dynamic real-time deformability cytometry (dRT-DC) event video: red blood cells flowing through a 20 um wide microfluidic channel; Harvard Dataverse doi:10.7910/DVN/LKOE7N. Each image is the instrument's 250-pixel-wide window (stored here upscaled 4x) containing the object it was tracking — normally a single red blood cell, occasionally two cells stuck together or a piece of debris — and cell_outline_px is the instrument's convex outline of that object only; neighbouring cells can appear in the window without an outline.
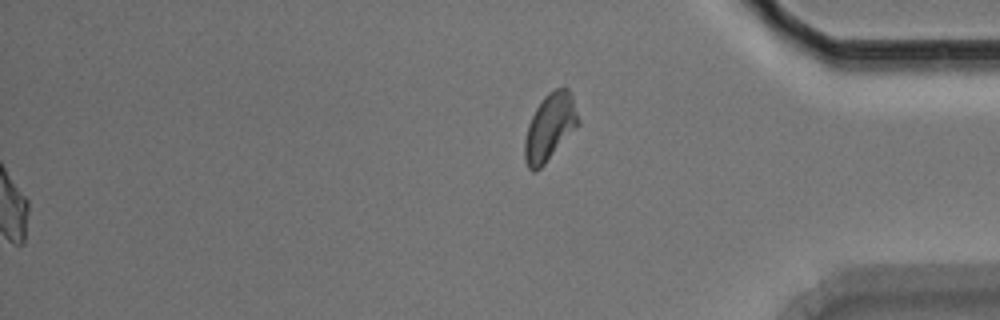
{"species": "Egyptian fruit bat (a non-hibernating species)", "species_latin": "Rousettus aegyptiacus", "temperature_condition": "room temperature", "stored_images_in_passage": 53, "segment_of_instrument_passage": [2, 2], "camera_frame_rate_fps": 3000, "um_per_image_px": 0.085, "animal": {"sex": "male"}, "frame": {"image": 1, "passage_image": 53, "time_ms": 17.333, "image_size_px": [1000, 320], "cell_outline_px": [[580, 124], [544, 164], [536, 172], [532, 172], [528, 168], [524, 160], [524, 140], [528, 124], [536, 108], [544, 96], [548, 92], [556, 88], [568, 88], [572, 96], [580, 120]], "centroid_in_image_um": [46.73, 10.82], "position_along_channel_um": 388.5, "area_um2": 20.92}}